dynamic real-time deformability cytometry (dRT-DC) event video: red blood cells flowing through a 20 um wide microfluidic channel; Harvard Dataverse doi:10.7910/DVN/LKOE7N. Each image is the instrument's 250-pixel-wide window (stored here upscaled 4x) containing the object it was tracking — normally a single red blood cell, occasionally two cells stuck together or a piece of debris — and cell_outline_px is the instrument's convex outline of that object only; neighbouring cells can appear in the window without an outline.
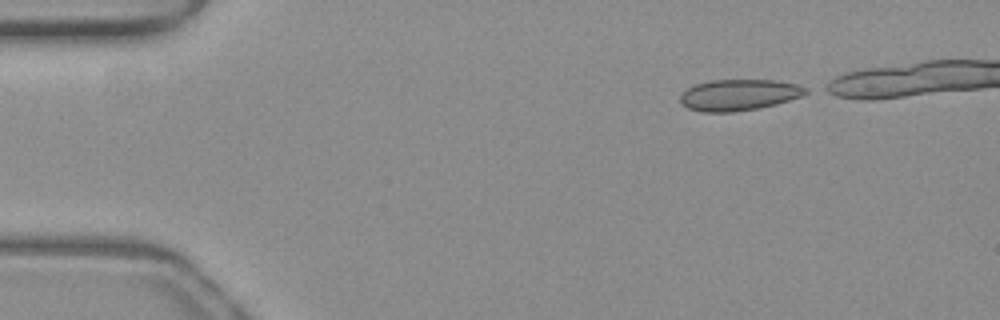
{"species": "common noctule bat (a hibernating species)", "species_latin": "Nyctalus noctula", "temperature_condition": "warm", "stored_images_in_passage": 38, "camera_frame_rate_fps": 3000, "um_per_image_px": 0.085, "animal": {"sex": "female", "body_mass_g": 19.3, "forearm_length_mm": 54.1}, "frame": {"image": 1, "passage_image": 1, "time_ms": 0.0, "image_size_px": [1000, 320], "cell_outline_px": [[808, 92], [800, 96], [776, 104], [760, 108], [732, 112], [704, 112], [688, 108], [680, 104], [680, 96], [688, 88], [696, 84], [712, 80], [772, 80], [796, 84], [808, 88]], "centroid_in_image_um": [62.79, 8.07], "position_along_channel_um": 22.2, "area_um2": 22.66}}
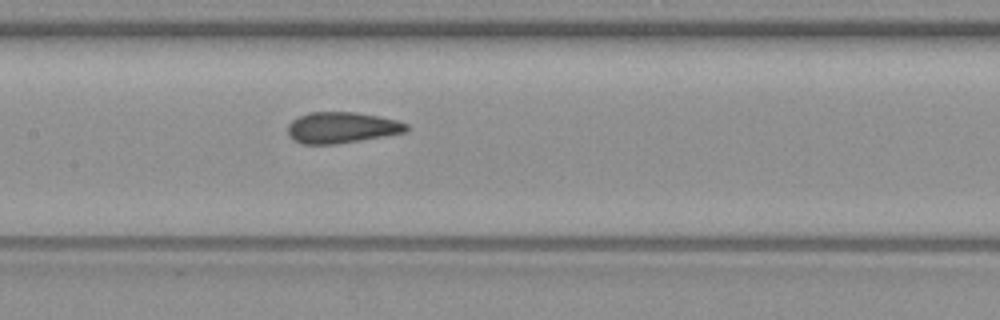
{"frame": {"image": 2, "passage_image": 19, "time_ms": 6.0, "image_size_px": [1000, 320], "cell_outline_px": [[408, 128], [404, 132], [360, 140], [336, 144], [300, 144], [292, 140], [288, 136], [288, 124], [292, 120], [308, 112], [356, 112], [380, 116], [396, 120], [408, 124]], "centroid_in_image_um": [28.99, 10.84], "position_along_channel_um": 178.4, "area_um2": 21.5}}
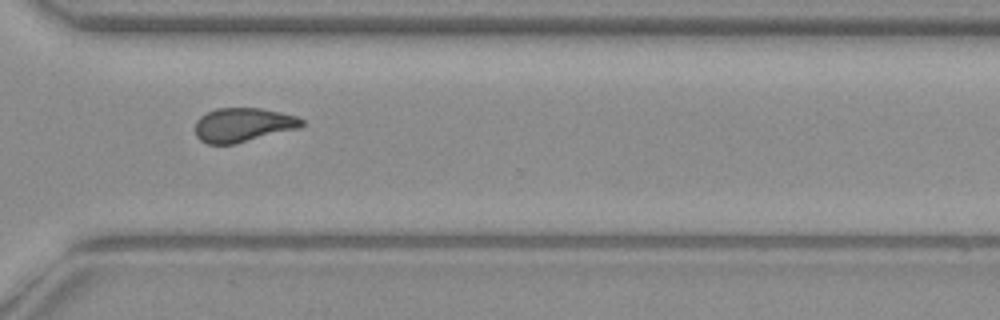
{"frame": {"image": 3, "passage_image": 32, "time_ms": 10.333, "image_size_px": [1000, 320], "cell_outline_px": [[304, 124], [296, 128], [236, 144], [208, 144], [200, 140], [196, 136], [196, 120], [204, 112], [216, 108], [260, 108], [280, 112], [296, 116], [304, 120]], "centroid_in_image_um": [20.61, 10.61], "position_along_channel_um": 350.0, "area_um2": 21.1}}